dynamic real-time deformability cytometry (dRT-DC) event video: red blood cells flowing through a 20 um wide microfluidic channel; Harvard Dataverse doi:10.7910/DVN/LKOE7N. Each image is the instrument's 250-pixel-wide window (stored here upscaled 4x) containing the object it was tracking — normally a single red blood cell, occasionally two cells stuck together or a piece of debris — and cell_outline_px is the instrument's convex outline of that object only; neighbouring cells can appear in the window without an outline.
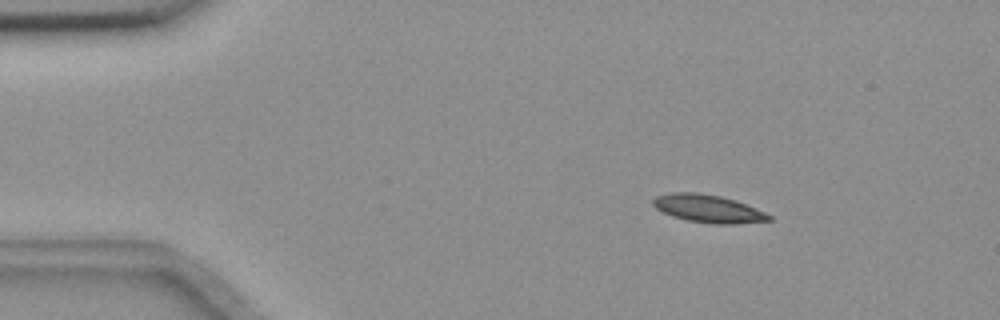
{"species": "common noctule bat (a hibernating species)", "species_latin": "Nyctalus noctula", "temperature_condition": "room temperature", "stored_images_in_passage": 4, "camera_frame_rate_fps": 3000, "um_per_image_px": 0.085, "animal": {"sex": "female", "body_mass_g": 18.4}, "frame": {"image": 1, "passage_image": 1, "time_ms": 0.0, "image_size_px": [1000, 320], "cell_outline_px": [[772, 220], [736, 224], [712, 224], [688, 220], [672, 216], [656, 208], [652, 204], [652, 200], [656, 196], [672, 192], [696, 192], [720, 196], [736, 200], [756, 208], [772, 216]], "centroid_in_image_um": [60.2, 17.73], "position_along_channel_um": 24.8, "area_um2": 18.79}}